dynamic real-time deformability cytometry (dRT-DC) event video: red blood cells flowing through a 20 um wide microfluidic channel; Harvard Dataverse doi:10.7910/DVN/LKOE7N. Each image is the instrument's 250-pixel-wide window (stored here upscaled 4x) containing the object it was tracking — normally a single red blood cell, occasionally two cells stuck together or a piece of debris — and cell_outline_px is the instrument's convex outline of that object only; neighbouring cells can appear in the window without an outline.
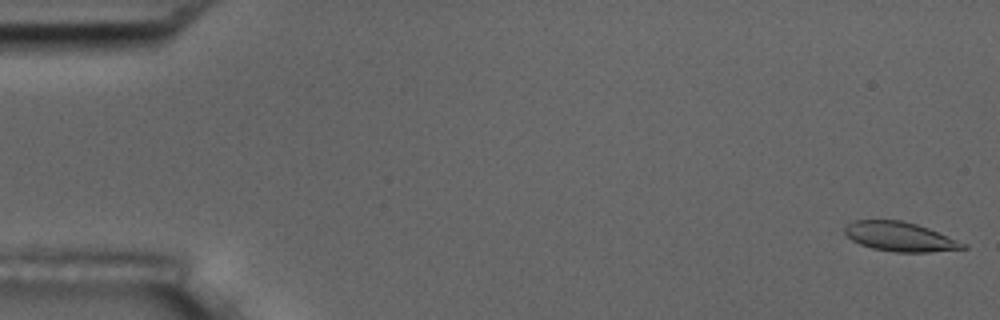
{"species": "common noctule bat (a hibernating species)", "species_latin": "Nyctalus noctula", "temperature_condition": "room temperature", "stored_images_in_passage": 6, "camera_frame_rate_fps": 3000, "um_per_image_px": 0.085, "animal": {"sex": "male", "body_mass_g": 17.5, "forearm_length_mm": 52.3}, "frame": {"image": 1, "passage_image": 1, "time_ms": 0.0, "image_size_px": [1000, 320], "cell_outline_px": [[968, 248], [928, 252], [896, 252], [872, 248], [860, 244], [852, 240], [844, 232], [844, 228], [852, 220], [900, 220], [916, 224], [928, 228], [968, 244]], "centroid_in_image_um": [76.5, 20.12], "position_along_channel_um": 8.5, "area_um2": 20.11}}